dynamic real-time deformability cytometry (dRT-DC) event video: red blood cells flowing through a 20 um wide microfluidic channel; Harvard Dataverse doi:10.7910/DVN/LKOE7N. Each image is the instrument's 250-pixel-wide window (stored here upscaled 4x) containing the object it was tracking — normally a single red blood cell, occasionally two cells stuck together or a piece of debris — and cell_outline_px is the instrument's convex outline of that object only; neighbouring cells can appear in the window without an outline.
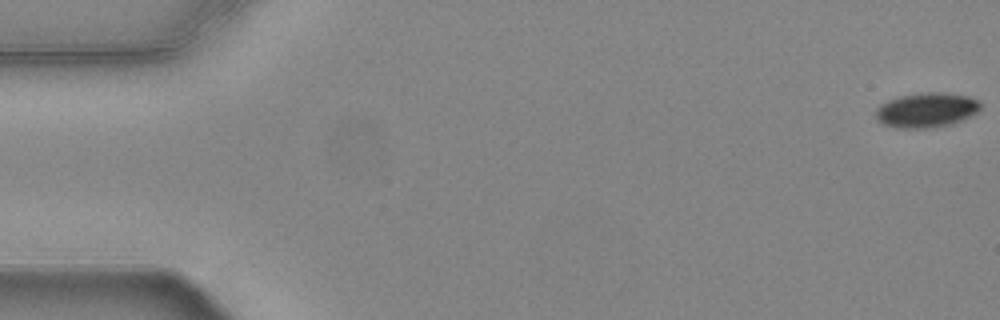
{"species": "common noctule bat (a hibernating species)", "species_latin": "Nyctalus noctula", "temperature_condition": "warm", "stored_images_in_passage": 56, "camera_frame_rate_fps": 3000, "um_per_image_px": 0.085, "animal": {"sex": "female", "body_mass_g": 24.6, "forearm_length_mm": 56.2}, "frame": {"image": 1, "passage_image": 1, "time_ms": 0.0, "image_size_px": [1000, 320], "cell_outline_px": [[980, 108], [972, 116], [964, 120], [952, 124], [936, 128], [896, 128], [884, 124], [876, 120], [876, 108], [880, 104], [888, 100], [900, 96], [928, 92], [944, 92], [968, 96], [980, 100]], "centroid_in_image_um": [78.77, 9.36], "position_along_channel_um": 6.2, "area_um2": 21.5}}
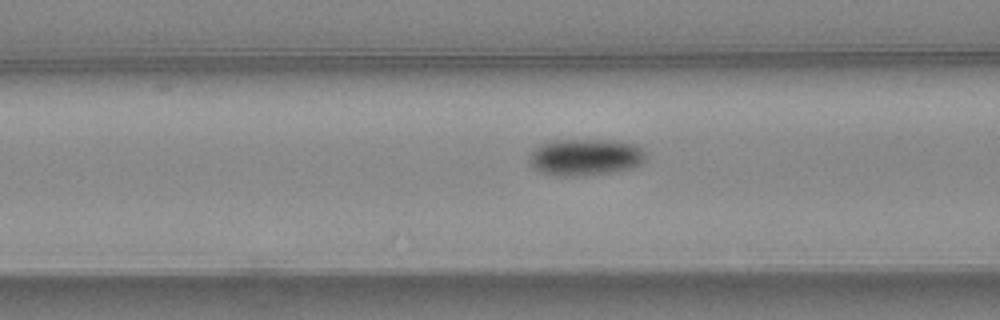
{"frame": {"image": 2, "passage_image": 22, "time_ms": 7.0, "image_size_px": [1000, 320], "cell_outline_px": [[644, 160], [640, 164], [632, 168], [608, 172], [580, 176], [556, 176], [540, 172], [532, 168], [528, 160], [528, 156], [532, 148], [540, 144], [552, 140], [608, 140], [632, 144], [640, 148], [644, 152]], "centroid_in_image_um": [49.64, 13.36], "position_along_channel_um": 117.0, "area_um2": 24.97}}
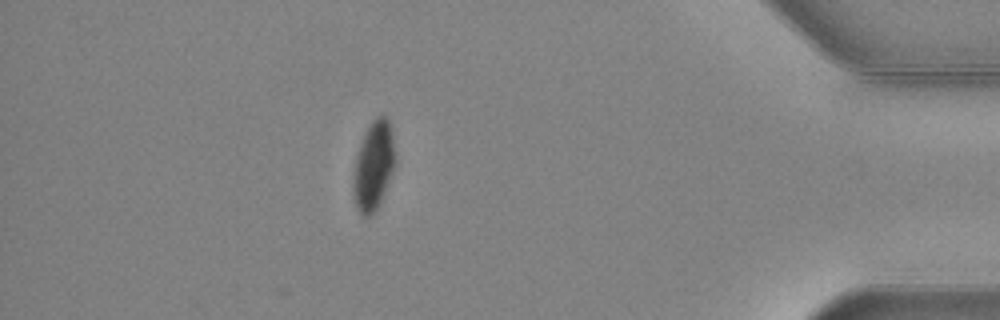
{"frame": {"image": 3, "passage_image": 49, "time_ms": 16.0, "image_size_px": [1000, 320], "cell_outline_px": [[396, 164], [380, 204], [376, 212], [368, 216], [364, 216], [356, 208], [352, 188], [352, 176], [356, 156], [360, 144], [372, 120], [376, 116], [384, 116], [388, 120], [392, 132], [396, 156]], "centroid_in_image_um": [31.76, 14.13], "position_along_channel_um": 403.4, "area_um2": 21.96}, "authors_computed_cell_mechanics": {"area_um2": 22.831, "velocity_mm_per_s": 3.7189, "shape_relaxation_time_tau1_ms": 3.8148, "shape_relaxation_time_tau2_ms": null, "deformation_change_tau1": 0.0922, "deformation_change_tau2": null}}